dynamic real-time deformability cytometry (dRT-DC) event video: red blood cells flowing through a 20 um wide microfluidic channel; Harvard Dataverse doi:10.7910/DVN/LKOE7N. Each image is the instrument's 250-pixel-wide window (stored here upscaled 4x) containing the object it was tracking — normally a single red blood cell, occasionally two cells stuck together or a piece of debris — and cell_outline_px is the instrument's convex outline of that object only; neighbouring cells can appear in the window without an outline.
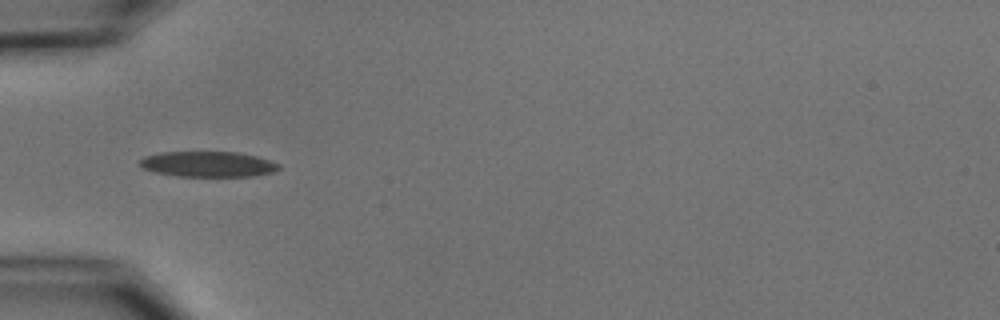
{"species": "common noctule bat (a hibernating species)", "species_latin": "Nyctalus noctula", "temperature_condition": "cold", "stored_images_in_passage": 5, "camera_frame_rate_fps": 3000, "um_per_image_px": 0.085, "animal": {"sex": "male", "body_mass_g": 15.6}, "frame": {"image": 1, "passage_image": 3, "time_ms": 2.333, "image_size_px": [1000, 320], "cell_outline_px": [[280, 168], [276, 172], [256, 176], [176, 176], [156, 172], [144, 168], [140, 164], [140, 160], [144, 156], [160, 152], [236, 152], [256, 156], [280, 164]], "centroid_in_image_um": [17.71, 13.95], "position_along_channel_um": 67.3, "area_um2": 20.63}}